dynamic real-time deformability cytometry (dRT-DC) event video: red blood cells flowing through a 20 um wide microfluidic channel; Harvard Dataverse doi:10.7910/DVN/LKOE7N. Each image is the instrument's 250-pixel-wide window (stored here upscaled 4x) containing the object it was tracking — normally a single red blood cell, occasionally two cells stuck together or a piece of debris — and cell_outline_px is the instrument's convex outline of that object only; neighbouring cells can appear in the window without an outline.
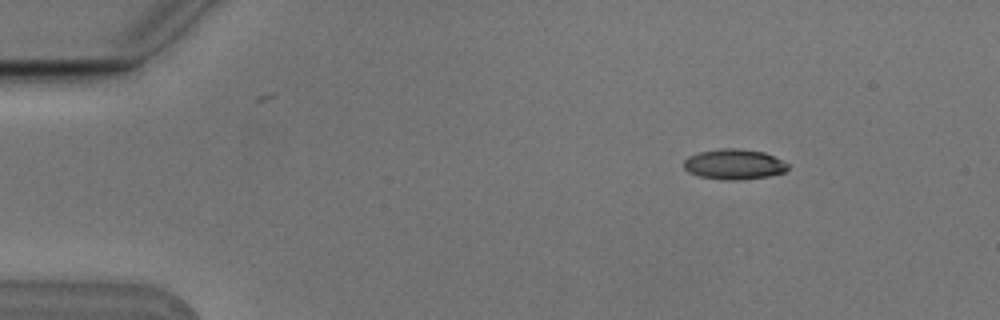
{"species": "Egyptian fruit bat (a non-hibernating species)", "species_latin": "Rousettus aegyptiacus", "temperature_condition": "cold", "stored_images_in_passage": 6, "camera_frame_rate_fps": 3000, "um_per_image_px": 0.085, "animal": {"sex": "male"}, "frame": {"image": 1, "passage_image": 1, "time_ms": 0.0, "image_size_px": [1000, 320], "cell_outline_px": [[788, 168], [784, 172], [768, 176], [740, 180], [720, 180], [700, 176], [688, 172], [684, 168], [684, 160], [688, 156], [700, 152], [720, 148], [740, 148], [764, 152], [788, 164]], "centroid_in_image_um": [62.37, 13.96], "position_along_channel_um": 22.6, "area_um2": 18.38}}
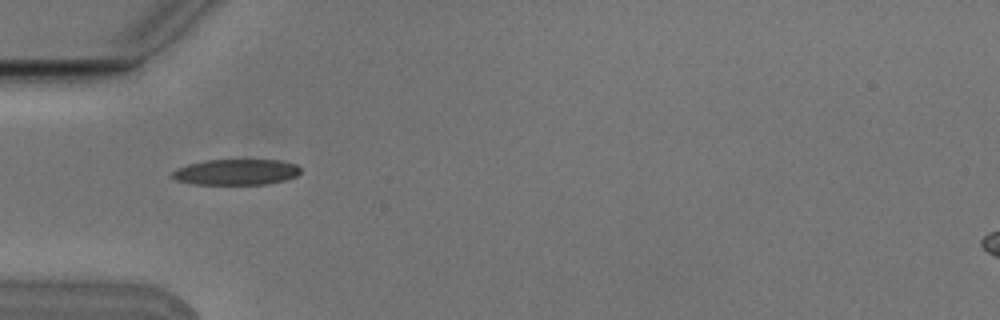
{"frame": {"image": 2, "passage_image": 4, "time_ms": 1.0, "image_size_px": [1000, 320], "cell_outline_px": [[300, 172], [296, 176], [284, 180], [264, 184], [192, 184], [176, 180], [168, 176], [176, 168], [188, 164], [208, 160], [280, 160], [296, 164], [300, 168]], "centroid_in_image_um": [20.03, 14.62], "position_along_channel_um": 65.0, "area_um2": 19.31}}
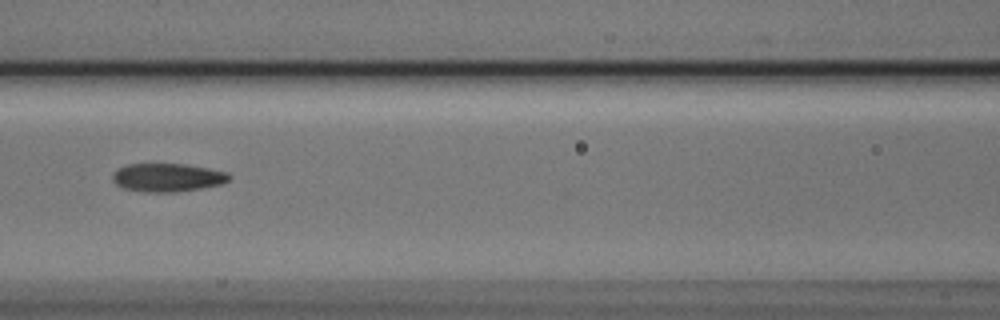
{"frame": {"image": 3, "passage_image": 6, "time_ms": 1.667, "image_size_px": [1000, 320], "cell_outline_px": [[232, 176], [224, 184], [204, 188], [176, 192], [144, 192], [124, 188], [116, 184], [112, 180], [112, 172], [116, 168], [128, 164], [184, 164], [208, 168], [228, 172]], "centroid_in_image_um": [14.24, 15.09], "position_along_channel_um": 152.4, "area_um2": 19.54}}